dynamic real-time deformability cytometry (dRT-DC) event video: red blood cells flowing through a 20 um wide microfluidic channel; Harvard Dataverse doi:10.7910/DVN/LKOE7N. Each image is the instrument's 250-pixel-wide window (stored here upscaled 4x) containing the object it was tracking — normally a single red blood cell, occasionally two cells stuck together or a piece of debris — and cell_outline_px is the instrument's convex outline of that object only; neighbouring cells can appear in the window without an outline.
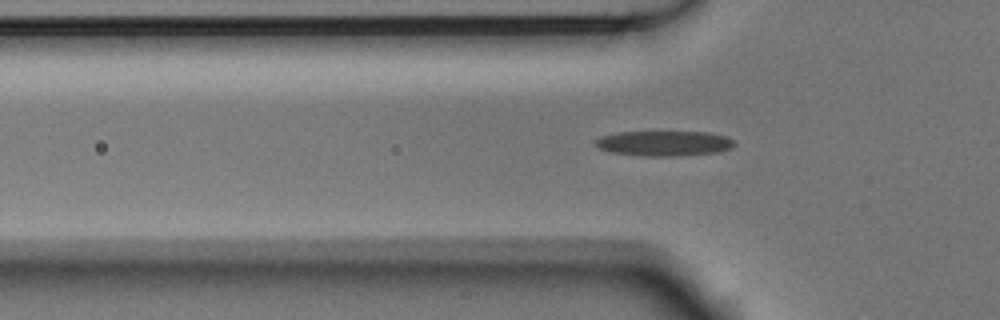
{"species": "Egyptian fruit bat (a non-hibernating species)", "species_latin": "Rousettus aegyptiacus", "temperature_condition": "room temperature", "stored_images_in_passage": 48, "camera_frame_rate_fps": 3000, "um_per_image_px": 0.085, "animal": {"sex": "male"}, "frame": {"image": 1, "passage_image": 10, "time_ms": 3.0, "image_size_px": [1000, 320], "cell_outline_px": [[736, 144], [732, 148], [716, 152], [680, 156], [644, 156], [612, 152], [600, 148], [592, 144], [592, 140], [600, 136], [616, 132], [708, 132], [724, 136], [732, 140]], "centroid_in_image_um": [56.39, 12.18], "position_along_channel_um": 69.4, "area_um2": 20.46}}
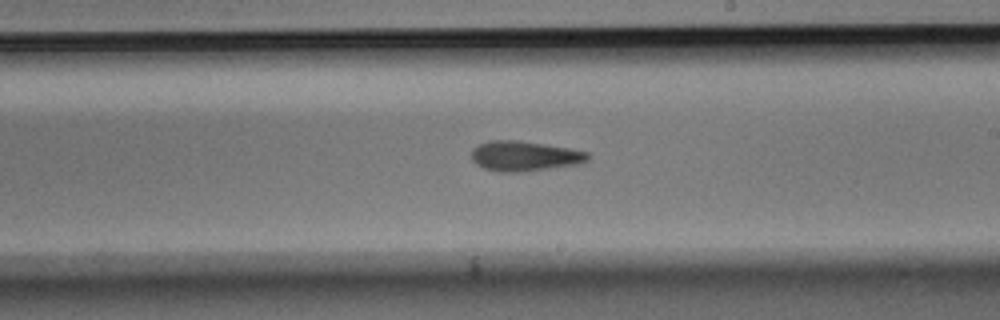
{"frame": {"image": 2, "passage_image": 24, "time_ms": 7.667, "image_size_px": [1000, 320], "cell_outline_px": [[588, 160], [580, 164], [520, 172], [500, 172], [484, 168], [476, 164], [472, 160], [472, 148], [480, 144], [492, 140], [520, 140], [568, 148], [588, 152]], "centroid_in_image_um": [44.57, 13.26], "position_along_channel_um": 244.4, "area_um2": 20.29}}
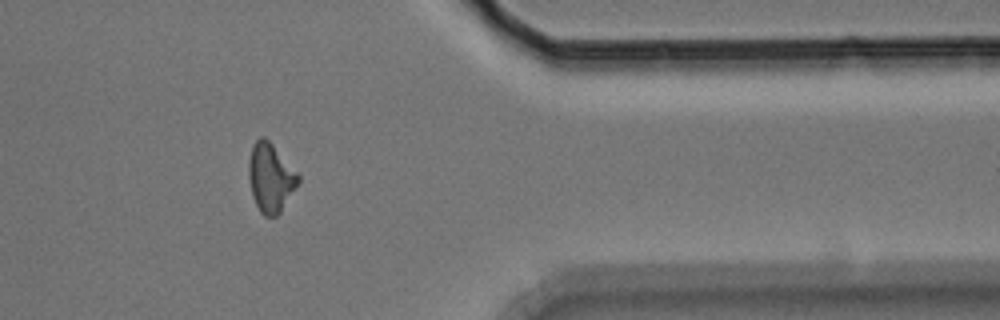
{"frame": {"image": 3, "passage_image": 37, "time_ms": 12.0, "image_size_px": [1000, 320], "cell_outline_px": [[300, 180], [280, 212], [276, 216], [264, 216], [260, 212], [252, 196], [248, 176], [248, 160], [252, 144], [260, 136], [264, 136], [272, 144], [300, 176]], "centroid_in_image_um": [22.96, 15.09], "position_along_channel_um": 388.4, "area_um2": 19.71}, "authors_computed_cell_mechanics": {"area_um2": 19.5942, "velocity_mm_per_s": 3.7295, "shape_relaxation_time_tau1_ms": 5.2428, "shape_relaxation_time_tau2_ms": 7.3915, "deformation_change_tau1": 0.1534, "deformation_change_tau2": 0.1817}}